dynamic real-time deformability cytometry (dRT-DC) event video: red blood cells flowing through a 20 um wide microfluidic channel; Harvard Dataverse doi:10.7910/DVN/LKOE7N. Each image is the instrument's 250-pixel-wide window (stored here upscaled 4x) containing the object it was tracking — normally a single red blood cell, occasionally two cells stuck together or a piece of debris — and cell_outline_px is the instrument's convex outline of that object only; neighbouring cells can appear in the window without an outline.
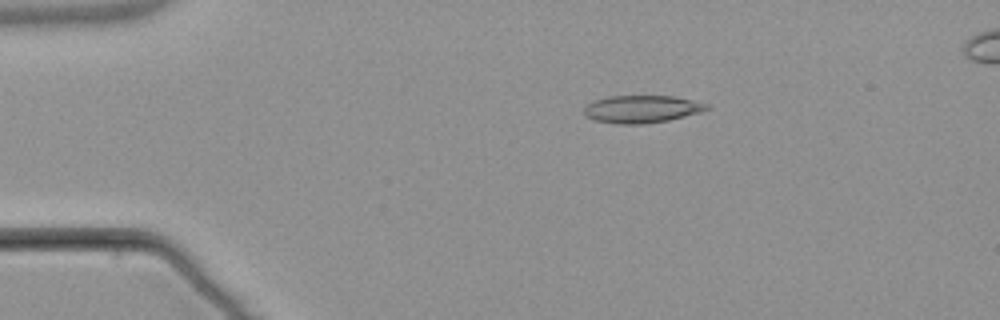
{"species": "common noctule bat (a hibernating species)", "species_latin": "Nyctalus noctula", "temperature_condition": "warm", "stored_images_in_passage": 6, "camera_frame_rate_fps": 3000, "um_per_image_px": 0.085, "animal": {"sex": "male", "body_mass_g": 21.5, "forearm_length_mm": 52.0}, "frame": {"image": 1, "passage_image": 2, "time_ms": 1.333, "image_size_px": [1000, 320], "cell_outline_px": [[712, 108], [700, 112], [668, 120], [644, 124], [616, 124], [596, 120], [584, 116], [584, 108], [588, 104], [596, 100], [608, 96], [672, 96], [692, 100], [708, 104]], "centroid_in_image_um": [54.55, 9.27], "position_along_channel_um": 30.5, "area_um2": 19.59}}
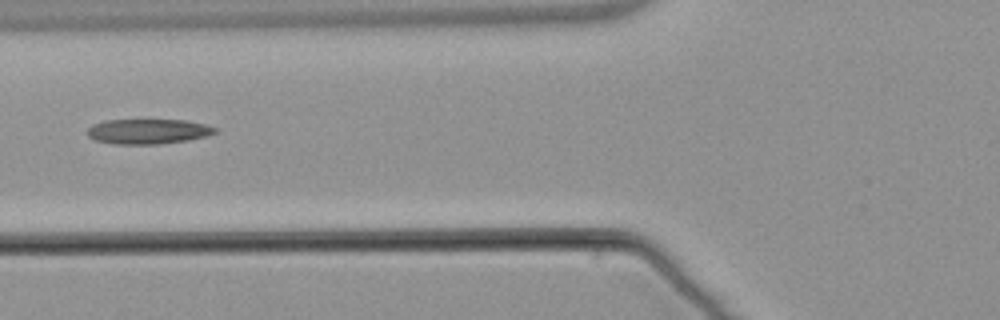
{"frame": {"image": 2, "passage_image": 5, "time_ms": 5.0, "image_size_px": [1000, 320], "cell_outline_px": [[216, 132], [208, 136], [188, 140], [156, 144], [112, 144], [96, 140], [88, 136], [88, 128], [92, 124], [104, 120], [188, 120], [204, 124], [216, 128]], "centroid_in_image_um": [12.58, 11.17], "position_along_channel_um": 113.2, "area_um2": 18.61}}